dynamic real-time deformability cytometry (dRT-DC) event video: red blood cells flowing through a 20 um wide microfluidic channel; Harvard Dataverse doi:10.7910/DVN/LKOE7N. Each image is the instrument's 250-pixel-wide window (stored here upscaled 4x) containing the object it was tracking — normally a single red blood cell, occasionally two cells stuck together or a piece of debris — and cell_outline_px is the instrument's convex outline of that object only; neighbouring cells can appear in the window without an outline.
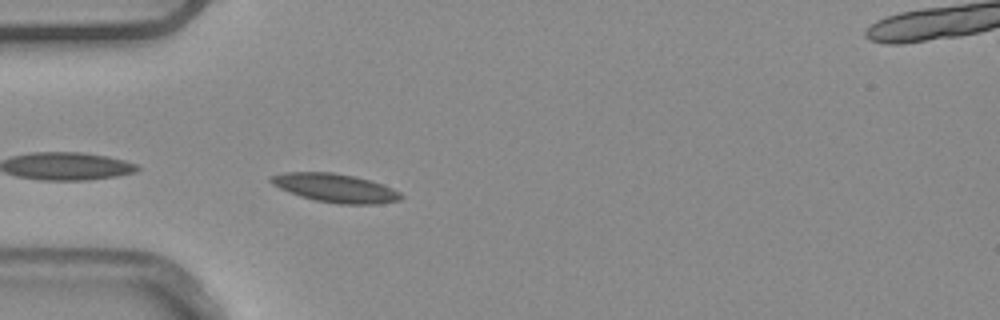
{"species": "common noctule bat (a hibernating species)", "species_latin": "Nyctalus noctula", "temperature_condition": "warm", "stored_images_in_passage": 4, "camera_frame_rate_fps": 3000, "um_per_image_px": 0.085, "animal": {"sex": "male", "body_mass_g": 20.4}, "frame": {"image": 1, "passage_image": 4, "time_ms": 1.0, "image_size_px": [1000, 320], "cell_outline_px": [[404, 196], [400, 200], [380, 204], [340, 204], [316, 200], [300, 196], [280, 188], [272, 184], [268, 180], [268, 176], [284, 172], [332, 172], [352, 176], [368, 180], [392, 188], [400, 192]], "centroid_in_image_um": [28.47, 15.98], "position_along_channel_um": 56.5, "area_um2": 21.56}}